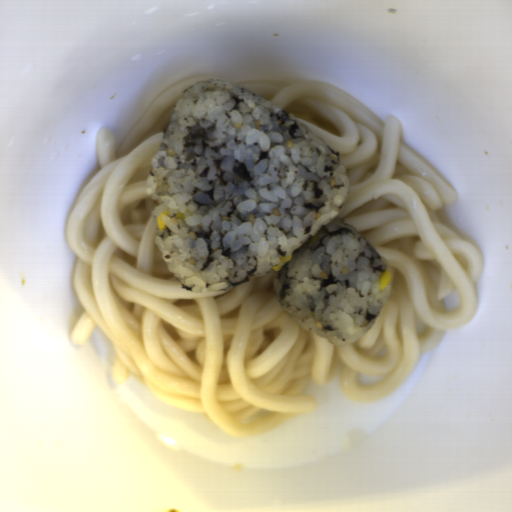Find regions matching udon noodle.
<instances>
[{
  "label": "udon noodle",
  "mask_w": 512,
  "mask_h": 512,
  "mask_svg": "<svg viewBox=\"0 0 512 512\" xmlns=\"http://www.w3.org/2000/svg\"><path fill=\"white\" fill-rule=\"evenodd\" d=\"M155 97L122 140L100 126V170L77 196L65 240L77 256L74 290L83 308L70 339L88 343L98 326L115 350L112 379L131 375L178 410L205 414L235 438L261 435L318 409L306 392L338 383L370 403L394 392L420 354L479 308L483 256L441 221L457 193L384 121L347 92L319 81L236 84L297 118L340 157L348 178L339 218L394 270L368 332L336 346L301 326L277 300L273 272L236 287L184 289L156 244L147 195L152 158L184 90Z\"/></svg>",
  "instance_id": "d5520da0"
}]
</instances>
